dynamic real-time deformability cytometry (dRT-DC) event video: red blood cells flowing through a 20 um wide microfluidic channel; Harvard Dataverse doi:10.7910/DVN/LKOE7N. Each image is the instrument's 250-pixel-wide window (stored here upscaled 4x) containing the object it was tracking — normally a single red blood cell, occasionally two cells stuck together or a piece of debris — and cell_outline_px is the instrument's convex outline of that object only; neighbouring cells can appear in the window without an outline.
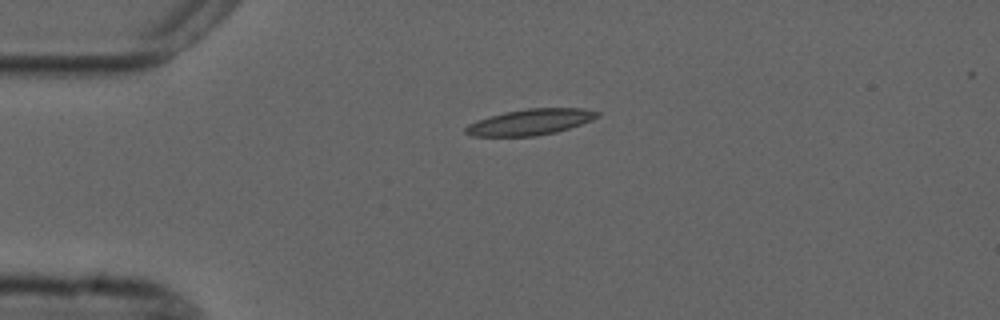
{"species": "common noctule bat (a hibernating species)", "species_latin": "Nyctalus noctula", "temperature_condition": "cold", "stored_images_in_passage": 3, "camera_frame_rate_fps": 3000, "um_per_image_px": 0.085, "animal": {"sex": "male", "forearm_length_mm": 52.5}, "frame": {"image": 1, "passage_image": 1, "time_ms": 0.0, "image_size_px": [1000, 320], "cell_outline_px": [[600, 116], [592, 120], [556, 132], [536, 136], [472, 136], [464, 132], [464, 128], [468, 124], [476, 120], [488, 116], [504, 112], [528, 108], [580, 108], [600, 112]], "centroid_in_image_um": [45.04, 10.37], "position_along_channel_um": 40.0, "area_um2": 19.94}}
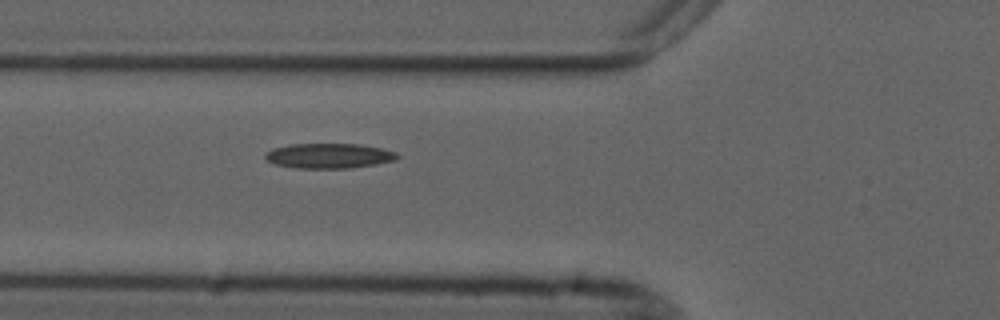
{"frame": {"image": 2, "passage_image": 3, "time_ms": 2.333, "image_size_px": [1000, 320], "cell_outline_px": [[400, 156], [396, 160], [376, 164], [352, 168], [296, 168], [276, 164], [268, 160], [264, 156], [264, 152], [272, 148], [292, 144], [360, 144], [380, 148], [396, 152]], "centroid_in_image_um": [27.96, 13.24], "position_along_channel_um": 97.8, "area_um2": 19.25}}